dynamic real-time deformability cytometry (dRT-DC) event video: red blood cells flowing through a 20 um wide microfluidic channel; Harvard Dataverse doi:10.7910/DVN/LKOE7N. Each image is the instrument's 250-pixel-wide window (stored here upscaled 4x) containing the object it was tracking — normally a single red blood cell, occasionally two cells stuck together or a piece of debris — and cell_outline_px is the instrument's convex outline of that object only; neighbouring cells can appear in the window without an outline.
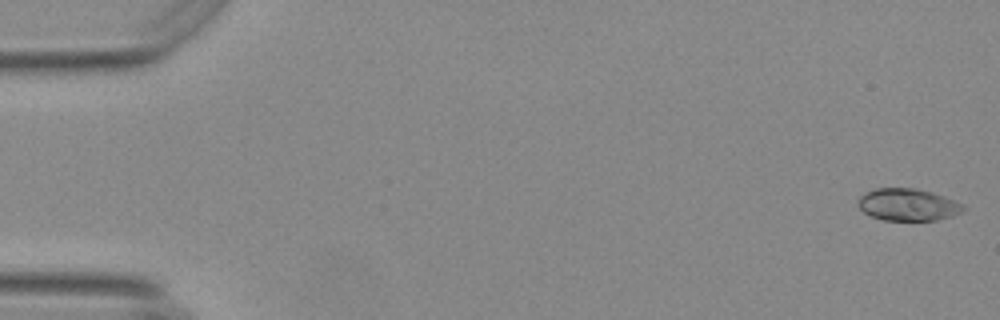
{"species": "Egyptian fruit bat (a non-hibernating species)", "species_latin": "Rousettus aegyptiacus", "temperature_condition": "warm", "stored_images_in_passage": 55, "camera_frame_rate_fps": 3000, "um_per_image_px": 0.085, "animal": {"sex": "female"}, "frame": {"image": 1, "passage_image": 1, "time_ms": 0.0, "image_size_px": [1000, 320], "cell_outline_px": [[964, 208], [960, 212], [952, 216], [936, 220], [884, 220], [872, 216], [864, 212], [860, 208], [860, 196], [864, 192], [876, 188], [916, 188], [932, 192], [944, 196], [964, 204]], "centroid_in_image_um": [77.18, 17.39], "position_along_channel_um": 7.8, "area_um2": 19.54}}
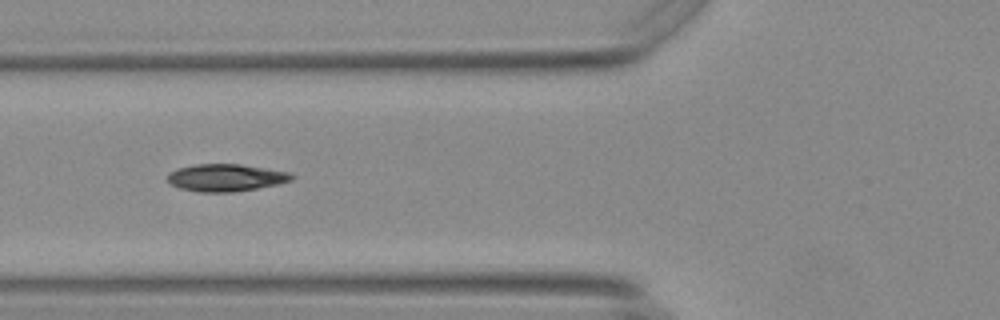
{"frame": {"image": 2, "passage_image": 21, "time_ms": 6.667, "image_size_px": [1000, 320], "cell_outline_px": [[292, 180], [276, 184], [256, 188], [232, 192], [200, 192], [180, 188], [172, 184], [168, 180], [168, 172], [176, 168], [196, 164], [240, 164], [288, 172], [292, 176]], "centroid_in_image_um": [19.14, 15.09], "position_along_channel_um": 106.7, "area_um2": 19.48}}
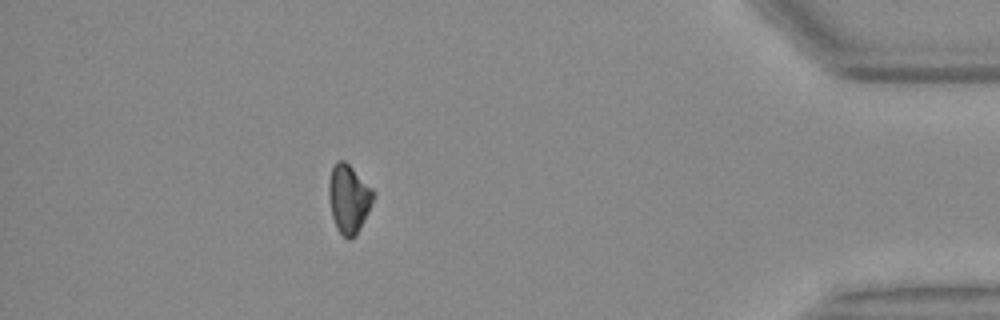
{"frame": {"image": 3, "passage_image": 49, "time_ms": 16.0, "image_size_px": [1000, 320], "cell_outline_px": [[372, 200], [368, 212], [360, 228], [348, 240], [336, 228], [332, 216], [328, 192], [328, 184], [332, 168], [336, 160], [344, 160], [372, 188]], "centroid_in_image_um": [29.6, 16.87], "position_along_channel_um": 405.6, "area_um2": 17.28}, "authors_computed_cell_mechanics": {"area_um2": 19.3052, "velocity_mm_per_s": 3.7111, "shape_relaxation_time_tau1_ms": 4.5683, "shape_relaxation_time_tau2_ms": null, "deformation_change_tau1": 0.1661, "deformation_change_tau2": null}}